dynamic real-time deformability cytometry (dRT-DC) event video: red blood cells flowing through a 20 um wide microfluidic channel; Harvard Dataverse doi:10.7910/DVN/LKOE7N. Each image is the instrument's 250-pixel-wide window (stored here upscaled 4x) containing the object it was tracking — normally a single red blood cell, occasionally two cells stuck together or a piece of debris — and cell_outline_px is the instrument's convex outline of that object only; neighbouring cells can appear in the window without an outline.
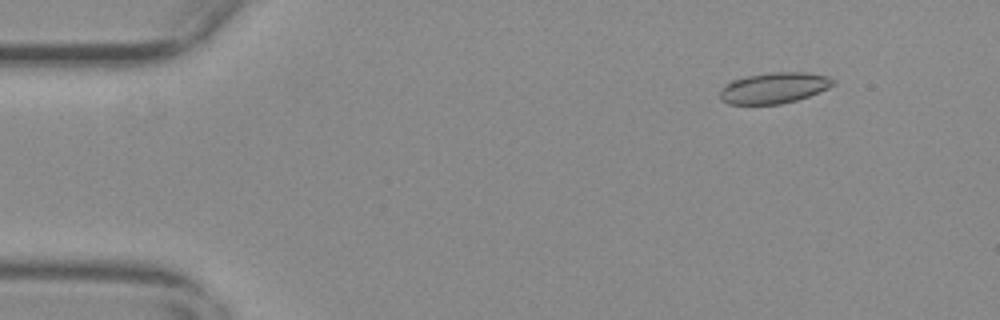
{"species": "common noctule bat (a hibernating species)", "species_latin": "Nyctalus noctula", "temperature_condition": "warm", "stored_images_in_passage": 57, "camera_frame_rate_fps": 3000, "um_per_image_px": 0.085, "animal": {"sex": "female", "body_mass_g": 29.2, "forearm_length_mm": 56.3}, "frame": {"image": 1, "passage_image": 7, "time_ms": 2.0, "image_size_px": [1000, 320], "cell_outline_px": [[836, 84], [828, 88], [808, 96], [796, 100], [780, 104], [728, 104], [720, 100], [720, 92], [724, 84], [732, 80], [748, 76], [772, 72], [808, 72], [828, 76], [836, 80]], "centroid_in_image_um": [65.8, 7.47], "position_along_channel_um": 19.2, "area_um2": 20.46}}
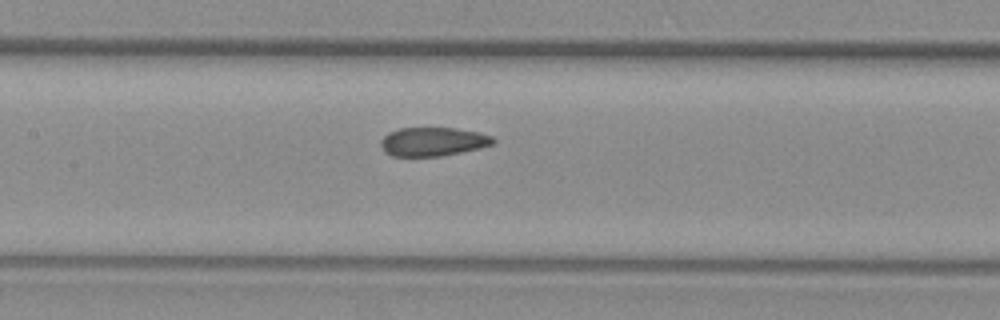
{"frame": {"image": 2, "passage_image": 27, "time_ms": 8.667, "image_size_px": [1000, 320], "cell_outline_px": [[496, 140], [492, 144], [480, 148], [440, 156], [392, 156], [384, 152], [380, 144], [380, 140], [388, 132], [400, 128], [456, 128], [476, 132], [492, 136]], "centroid_in_image_um": [36.76, 12.04], "position_along_channel_um": 170.6, "area_um2": 18.79}}
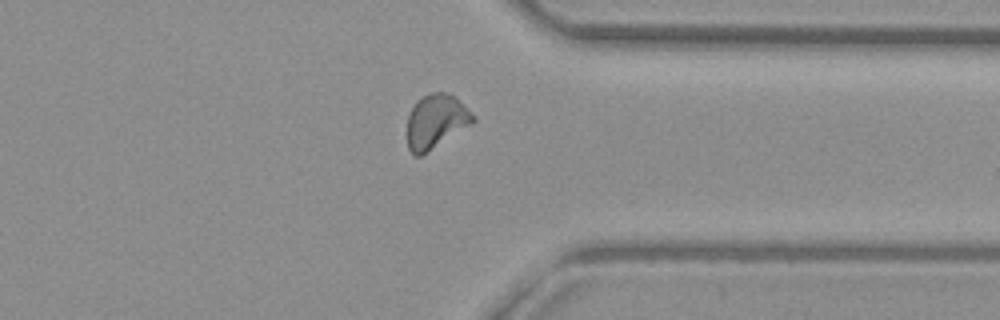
{"frame": {"image": 3, "passage_image": 44, "time_ms": 14.333, "image_size_px": [1000, 320], "cell_outline_px": [[476, 120], [472, 124], [420, 156], [416, 156], [408, 148], [408, 116], [416, 100], [432, 92], [448, 92], [456, 96], [476, 116]], "centroid_in_image_um": [37.09, 10.28], "position_along_channel_um": 374.3, "area_um2": 20.69}, "authors_computed_cell_mechanics": {"area_um2": 20.6924, "velocity_mm_per_s": 3.6746, "shape_relaxation_time_tau1_ms": 5.7962, "shape_relaxation_time_tau2_ms": 1.4766, "deformation_change_tau1": 0.155, "deformation_change_tau2": 0.0658}}